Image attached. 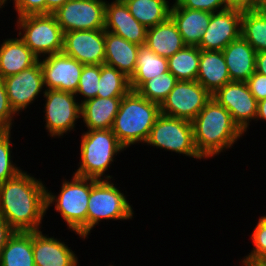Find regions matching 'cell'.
I'll list each match as a JSON object with an SVG mask.
<instances>
[{
	"mask_svg": "<svg viewBox=\"0 0 266 266\" xmlns=\"http://www.w3.org/2000/svg\"><path fill=\"white\" fill-rule=\"evenodd\" d=\"M46 188L42 179L20 171L0 185V216L15 231H40L47 213Z\"/></svg>",
	"mask_w": 266,
	"mask_h": 266,
	"instance_id": "obj_1",
	"label": "cell"
},
{
	"mask_svg": "<svg viewBox=\"0 0 266 266\" xmlns=\"http://www.w3.org/2000/svg\"><path fill=\"white\" fill-rule=\"evenodd\" d=\"M191 122L195 148L205 160L228 151L245 135L232 120L230 112L213 98Z\"/></svg>",
	"mask_w": 266,
	"mask_h": 266,
	"instance_id": "obj_2",
	"label": "cell"
},
{
	"mask_svg": "<svg viewBox=\"0 0 266 266\" xmlns=\"http://www.w3.org/2000/svg\"><path fill=\"white\" fill-rule=\"evenodd\" d=\"M160 114L159 104L131 90L122 97L111 130L126 149L134 144H145Z\"/></svg>",
	"mask_w": 266,
	"mask_h": 266,
	"instance_id": "obj_3",
	"label": "cell"
},
{
	"mask_svg": "<svg viewBox=\"0 0 266 266\" xmlns=\"http://www.w3.org/2000/svg\"><path fill=\"white\" fill-rule=\"evenodd\" d=\"M80 161L73 174L97 180H115L105 174L112 166L115 157L126 148L118 141L111 129L87 130L80 138Z\"/></svg>",
	"mask_w": 266,
	"mask_h": 266,
	"instance_id": "obj_4",
	"label": "cell"
},
{
	"mask_svg": "<svg viewBox=\"0 0 266 266\" xmlns=\"http://www.w3.org/2000/svg\"><path fill=\"white\" fill-rule=\"evenodd\" d=\"M70 180V181H69ZM62 180L59 194L55 195L46 188V211L55 205L67 229L73 231L83 241L87 238V210L91 191V178L75 174L71 179Z\"/></svg>",
	"mask_w": 266,
	"mask_h": 266,
	"instance_id": "obj_5",
	"label": "cell"
},
{
	"mask_svg": "<svg viewBox=\"0 0 266 266\" xmlns=\"http://www.w3.org/2000/svg\"><path fill=\"white\" fill-rule=\"evenodd\" d=\"M133 206L112 180L91 178L87 210V239L91 231L104 220H132Z\"/></svg>",
	"mask_w": 266,
	"mask_h": 266,
	"instance_id": "obj_6",
	"label": "cell"
},
{
	"mask_svg": "<svg viewBox=\"0 0 266 266\" xmlns=\"http://www.w3.org/2000/svg\"><path fill=\"white\" fill-rule=\"evenodd\" d=\"M17 33L40 59L63 52L64 33L53 14H30L16 17Z\"/></svg>",
	"mask_w": 266,
	"mask_h": 266,
	"instance_id": "obj_7",
	"label": "cell"
},
{
	"mask_svg": "<svg viewBox=\"0 0 266 266\" xmlns=\"http://www.w3.org/2000/svg\"><path fill=\"white\" fill-rule=\"evenodd\" d=\"M145 143L157 149L184 154L198 160L203 159L194 145L192 122L185 119L160 114Z\"/></svg>",
	"mask_w": 266,
	"mask_h": 266,
	"instance_id": "obj_8",
	"label": "cell"
},
{
	"mask_svg": "<svg viewBox=\"0 0 266 266\" xmlns=\"http://www.w3.org/2000/svg\"><path fill=\"white\" fill-rule=\"evenodd\" d=\"M43 97L45 129L52 138H62L65 134L75 130L81 118V102L74 93L57 89H46ZM79 101V102H77Z\"/></svg>",
	"mask_w": 266,
	"mask_h": 266,
	"instance_id": "obj_9",
	"label": "cell"
},
{
	"mask_svg": "<svg viewBox=\"0 0 266 266\" xmlns=\"http://www.w3.org/2000/svg\"><path fill=\"white\" fill-rule=\"evenodd\" d=\"M211 98L198 81L178 80L160 105V113L192 121Z\"/></svg>",
	"mask_w": 266,
	"mask_h": 266,
	"instance_id": "obj_10",
	"label": "cell"
},
{
	"mask_svg": "<svg viewBox=\"0 0 266 266\" xmlns=\"http://www.w3.org/2000/svg\"><path fill=\"white\" fill-rule=\"evenodd\" d=\"M106 0H68L54 13L63 33L101 30L105 26Z\"/></svg>",
	"mask_w": 266,
	"mask_h": 266,
	"instance_id": "obj_11",
	"label": "cell"
},
{
	"mask_svg": "<svg viewBox=\"0 0 266 266\" xmlns=\"http://www.w3.org/2000/svg\"><path fill=\"white\" fill-rule=\"evenodd\" d=\"M212 98L230 112L234 123L245 134L250 128V122L256 119L258 106L247 83L231 81L218 89Z\"/></svg>",
	"mask_w": 266,
	"mask_h": 266,
	"instance_id": "obj_12",
	"label": "cell"
},
{
	"mask_svg": "<svg viewBox=\"0 0 266 266\" xmlns=\"http://www.w3.org/2000/svg\"><path fill=\"white\" fill-rule=\"evenodd\" d=\"M10 105L17 116L45 94L41 64L38 61L20 73L3 78ZM40 94V95H39Z\"/></svg>",
	"mask_w": 266,
	"mask_h": 266,
	"instance_id": "obj_13",
	"label": "cell"
},
{
	"mask_svg": "<svg viewBox=\"0 0 266 266\" xmlns=\"http://www.w3.org/2000/svg\"><path fill=\"white\" fill-rule=\"evenodd\" d=\"M45 89L76 93L84 64L62 53L39 59Z\"/></svg>",
	"mask_w": 266,
	"mask_h": 266,
	"instance_id": "obj_14",
	"label": "cell"
},
{
	"mask_svg": "<svg viewBox=\"0 0 266 266\" xmlns=\"http://www.w3.org/2000/svg\"><path fill=\"white\" fill-rule=\"evenodd\" d=\"M63 53L84 65L105 64V29L65 32Z\"/></svg>",
	"mask_w": 266,
	"mask_h": 266,
	"instance_id": "obj_15",
	"label": "cell"
},
{
	"mask_svg": "<svg viewBox=\"0 0 266 266\" xmlns=\"http://www.w3.org/2000/svg\"><path fill=\"white\" fill-rule=\"evenodd\" d=\"M241 17L242 11L238 9L212 13L198 47L206 51H222L241 36Z\"/></svg>",
	"mask_w": 266,
	"mask_h": 266,
	"instance_id": "obj_16",
	"label": "cell"
},
{
	"mask_svg": "<svg viewBox=\"0 0 266 266\" xmlns=\"http://www.w3.org/2000/svg\"><path fill=\"white\" fill-rule=\"evenodd\" d=\"M104 29L136 45L146 43L147 28L130 13L123 0L106 1Z\"/></svg>",
	"mask_w": 266,
	"mask_h": 266,
	"instance_id": "obj_17",
	"label": "cell"
},
{
	"mask_svg": "<svg viewBox=\"0 0 266 266\" xmlns=\"http://www.w3.org/2000/svg\"><path fill=\"white\" fill-rule=\"evenodd\" d=\"M32 249L35 266H79L78 256L59 238L32 232Z\"/></svg>",
	"mask_w": 266,
	"mask_h": 266,
	"instance_id": "obj_18",
	"label": "cell"
},
{
	"mask_svg": "<svg viewBox=\"0 0 266 266\" xmlns=\"http://www.w3.org/2000/svg\"><path fill=\"white\" fill-rule=\"evenodd\" d=\"M211 15L212 13L208 11L181 7L175 0L170 9V17L175 22L186 46L198 47L202 35L209 26Z\"/></svg>",
	"mask_w": 266,
	"mask_h": 266,
	"instance_id": "obj_19",
	"label": "cell"
},
{
	"mask_svg": "<svg viewBox=\"0 0 266 266\" xmlns=\"http://www.w3.org/2000/svg\"><path fill=\"white\" fill-rule=\"evenodd\" d=\"M222 53L231 81L246 82L255 72L257 52L242 36L229 43Z\"/></svg>",
	"mask_w": 266,
	"mask_h": 266,
	"instance_id": "obj_20",
	"label": "cell"
},
{
	"mask_svg": "<svg viewBox=\"0 0 266 266\" xmlns=\"http://www.w3.org/2000/svg\"><path fill=\"white\" fill-rule=\"evenodd\" d=\"M39 58L18 36L3 39L0 45V77L6 78L35 65Z\"/></svg>",
	"mask_w": 266,
	"mask_h": 266,
	"instance_id": "obj_21",
	"label": "cell"
},
{
	"mask_svg": "<svg viewBox=\"0 0 266 266\" xmlns=\"http://www.w3.org/2000/svg\"><path fill=\"white\" fill-rule=\"evenodd\" d=\"M140 47L118 35L105 31V64L131 78L136 68Z\"/></svg>",
	"mask_w": 266,
	"mask_h": 266,
	"instance_id": "obj_22",
	"label": "cell"
},
{
	"mask_svg": "<svg viewBox=\"0 0 266 266\" xmlns=\"http://www.w3.org/2000/svg\"><path fill=\"white\" fill-rule=\"evenodd\" d=\"M122 97H95L81 103V118L87 130L111 129Z\"/></svg>",
	"mask_w": 266,
	"mask_h": 266,
	"instance_id": "obj_23",
	"label": "cell"
},
{
	"mask_svg": "<svg viewBox=\"0 0 266 266\" xmlns=\"http://www.w3.org/2000/svg\"><path fill=\"white\" fill-rule=\"evenodd\" d=\"M211 95L231 82L222 51L200 49L197 80Z\"/></svg>",
	"mask_w": 266,
	"mask_h": 266,
	"instance_id": "obj_24",
	"label": "cell"
},
{
	"mask_svg": "<svg viewBox=\"0 0 266 266\" xmlns=\"http://www.w3.org/2000/svg\"><path fill=\"white\" fill-rule=\"evenodd\" d=\"M145 46L157 55L169 58L186 45L169 16L165 21L147 29Z\"/></svg>",
	"mask_w": 266,
	"mask_h": 266,
	"instance_id": "obj_25",
	"label": "cell"
},
{
	"mask_svg": "<svg viewBox=\"0 0 266 266\" xmlns=\"http://www.w3.org/2000/svg\"><path fill=\"white\" fill-rule=\"evenodd\" d=\"M0 266H35L32 232L15 231L1 251Z\"/></svg>",
	"mask_w": 266,
	"mask_h": 266,
	"instance_id": "obj_26",
	"label": "cell"
},
{
	"mask_svg": "<svg viewBox=\"0 0 266 266\" xmlns=\"http://www.w3.org/2000/svg\"><path fill=\"white\" fill-rule=\"evenodd\" d=\"M169 71L167 58L157 55L145 45L140 47L130 87L136 91L145 81Z\"/></svg>",
	"mask_w": 266,
	"mask_h": 266,
	"instance_id": "obj_27",
	"label": "cell"
},
{
	"mask_svg": "<svg viewBox=\"0 0 266 266\" xmlns=\"http://www.w3.org/2000/svg\"><path fill=\"white\" fill-rule=\"evenodd\" d=\"M130 13L144 27L151 28L170 16L172 3L168 0H123Z\"/></svg>",
	"mask_w": 266,
	"mask_h": 266,
	"instance_id": "obj_28",
	"label": "cell"
},
{
	"mask_svg": "<svg viewBox=\"0 0 266 266\" xmlns=\"http://www.w3.org/2000/svg\"><path fill=\"white\" fill-rule=\"evenodd\" d=\"M168 69L177 80L196 81L200 63V48L185 46L167 58Z\"/></svg>",
	"mask_w": 266,
	"mask_h": 266,
	"instance_id": "obj_29",
	"label": "cell"
},
{
	"mask_svg": "<svg viewBox=\"0 0 266 266\" xmlns=\"http://www.w3.org/2000/svg\"><path fill=\"white\" fill-rule=\"evenodd\" d=\"M241 36L256 52L266 51V11H242Z\"/></svg>",
	"mask_w": 266,
	"mask_h": 266,
	"instance_id": "obj_30",
	"label": "cell"
},
{
	"mask_svg": "<svg viewBox=\"0 0 266 266\" xmlns=\"http://www.w3.org/2000/svg\"><path fill=\"white\" fill-rule=\"evenodd\" d=\"M130 91V78L112 66L100 65L97 97H123Z\"/></svg>",
	"mask_w": 266,
	"mask_h": 266,
	"instance_id": "obj_31",
	"label": "cell"
},
{
	"mask_svg": "<svg viewBox=\"0 0 266 266\" xmlns=\"http://www.w3.org/2000/svg\"><path fill=\"white\" fill-rule=\"evenodd\" d=\"M177 81L176 77L167 71L145 81L136 92L147 100L161 105Z\"/></svg>",
	"mask_w": 266,
	"mask_h": 266,
	"instance_id": "obj_32",
	"label": "cell"
},
{
	"mask_svg": "<svg viewBox=\"0 0 266 266\" xmlns=\"http://www.w3.org/2000/svg\"><path fill=\"white\" fill-rule=\"evenodd\" d=\"M11 136V130H0V185L22 171L21 167L13 162L11 156L13 153L11 147L14 145Z\"/></svg>",
	"mask_w": 266,
	"mask_h": 266,
	"instance_id": "obj_33",
	"label": "cell"
},
{
	"mask_svg": "<svg viewBox=\"0 0 266 266\" xmlns=\"http://www.w3.org/2000/svg\"><path fill=\"white\" fill-rule=\"evenodd\" d=\"M250 236L254 247L240 265L266 263V215L259 217Z\"/></svg>",
	"mask_w": 266,
	"mask_h": 266,
	"instance_id": "obj_34",
	"label": "cell"
},
{
	"mask_svg": "<svg viewBox=\"0 0 266 266\" xmlns=\"http://www.w3.org/2000/svg\"><path fill=\"white\" fill-rule=\"evenodd\" d=\"M100 78V65H84L75 96L83 97L82 102L97 97Z\"/></svg>",
	"mask_w": 266,
	"mask_h": 266,
	"instance_id": "obj_35",
	"label": "cell"
},
{
	"mask_svg": "<svg viewBox=\"0 0 266 266\" xmlns=\"http://www.w3.org/2000/svg\"><path fill=\"white\" fill-rule=\"evenodd\" d=\"M16 115L10 105L4 80L0 77V130H11Z\"/></svg>",
	"mask_w": 266,
	"mask_h": 266,
	"instance_id": "obj_36",
	"label": "cell"
},
{
	"mask_svg": "<svg viewBox=\"0 0 266 266\" xmlns=\"http://www.w3.org/2000/svg\"><path fill=\"white\" fill-rule=\"evenodd\" d=\"M181 7L192 10H203L211 13L228 9L224 0H175Z\"/></svg>",
	"mask_w": 266,
	"mask_h": 266,
	"instance_id": "obj_37",
	"label": "cell"
},
{
	"mask_svg": "<svg viewBox=\"0 0 266 266\" xmlns=\"http://www.w3.org/2000/svg\"><path fill=\"white\" fill-rule=\"evenodd\" d=\"M17 17L30 14H46V0H13Z\"/></svg>",
	"mask_w": 266,
	"mask_h": 266,
	"instance_id": "obj_38",
	"label": "cell"
},
{
	"mask_svg": "<svg viewBox=\"0 0 266 266\" xmlns=\"http://www.w3.org/2000/svg\"><path fill=\"white\" fill-rule=\"evenodd\" d=\"M246 83L257 101L266 99V75L255 71Z\"/></svg>",
	"mask_w": 266,
	"mask_h": 266,
	"instance_id": "obj_39",
	"label": "cell"
},
{
	"mask_svg": "<svg viewBox=\"0 0 266 266\" xmlns=\"http://www.w3.org/2000/svg\"><path fill=\"white\" fill-rule=\"evenodd\" d=\"M15 233V230L8 222L0 216V255L2 249L7 244L8 239Z\"/></svg>",
	"mask_w": 266,
	"mask_h": 266,
	"instance_id": "obj_40",
	"label": "cell"
},
{
	"mask_svg": "<svg viewBox=\"0 0 266 266\" xmlns=\"http://www.w3.org/2000/svg\"><path fill=\"white\" fill-rule=\"evenodd\" d=\"M228 9L253 10V0H224Z\"/></svg>",
	"mask_w": 266,
	"mask_h": 266,
	"instance_id": "obj_41",
	"label": "cell"
},
{
	"mask_svg": "<svg viewBox=\"0 0 266 266\" xmlns=\"http://www.w3.org/2000/svg\"><path fill=\"white\" fill-rule=\"evenodd\" d=\"M255 71L266 75V51L256 53Z\"/></svg>",
	"mask_w": 266,
	"mask_h": 266,
	"instance_id": "obj_42",
	"label": "cell"
},
{
	"mask_svg": "<svg viewBox=\"0 0 266 266\" xmlns=\"http://www.w3.org/2000/svg\"><path fill=\"white\" fill-rule=\"evenodd\" d=\"M68 0H46V14L54 13L58 8L64 5Z\"/></svg>",
	"mask_w": 266,
	"mask_h": 266,
	"instance_id": "obj_43",
	"label": "cell"
},
{
	"mask_svg": "<svg viewBox=\"0 0 266 266\" xmlns=\"http://www.w3.org/2000/svg\"><path fill=\"white\" fill-rule=\"evenodd\" d=\"M258 120L266 122V99L258 101L257 116L255 121L258 122Z\"/></svg>",
	"mask_w": 266,
	"mask_h": 266,
	"instance_id": "obj_44",
	"label": "cell"
},
{
	"mask_svg": "<svg viewBox=\"0 0 266 266\" xmlns=\"http://www.w3.org/2000/svg\"><path fill=\"white\" fill-rule=\"evenodd\" d=\"M253 10L266 11V0H253Z\"/></svg>",
	"mask_w": 266,
	"mask_h": 266,
	"instance_id": "obj_45",
	"label": "cell"
},
{
	"mask_svg": "<svg viewBox=\"0 0 266 266\" xmlns=\"http://www.w3.org/2000/svg\"><path fill=\"white\" fill-rule=\"evenodd\" d=\"M8 1H9V0H0V10H1L2 8H4L6 4H8V3H7ZM10 1H12V0H10Z\"/></svg>",
	"mask_w": 266,
	"mask_h": 266,
	"instance_id": "obj_46",
	"label": "cell"
},
{
	"mask_svg": "<svg viewBox=\"0 0 266 266\" xmlns=\"http://www.w3.org/2000/svg\"><path fill=\"white\" fill-rule=\"evenodd\" d=\"M244 266H266V263L245 264Z\"/></svg>",
	"mask_w": 266,
	"mask_h": 266,
	"instance_id": "obj_47",
	"label": "cell"
}]
</instances>
